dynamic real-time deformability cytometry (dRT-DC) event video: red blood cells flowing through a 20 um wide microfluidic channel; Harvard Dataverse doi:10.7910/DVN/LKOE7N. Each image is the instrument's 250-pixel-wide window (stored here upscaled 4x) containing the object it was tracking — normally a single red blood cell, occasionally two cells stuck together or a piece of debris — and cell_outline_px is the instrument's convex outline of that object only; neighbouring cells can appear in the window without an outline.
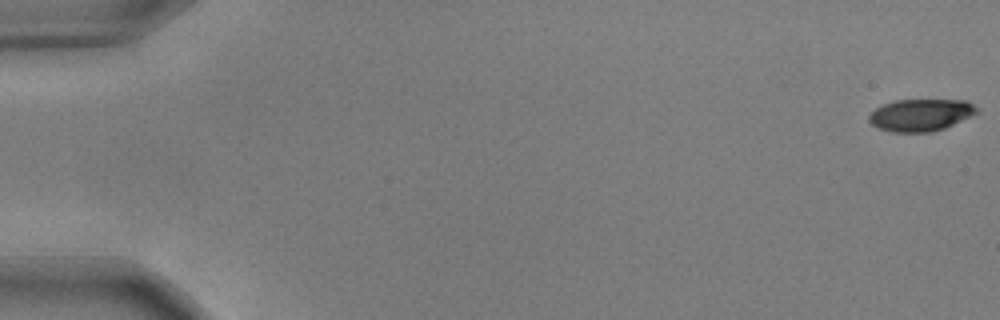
{"species": "common noctule bat (a hibernating species)", "species_latin": "Nyctalus noctula", "temperature_condition": "warm", "stored_images_in_passage": 53, "camera_frame_rate_fps": 3000, "um_per_image_px": 0.085, "animal": {"sex": "male", "body_mass_g": 17.9, "forearm_length_mm": 54.2}, "frame": {"image": 1, "passage_image": 1, "time_ms": 0.0, "image_size_px": [1000, 320], "cell_outline_px": [[980, 112], [944, 128], [928, 132], [892, 132], [880, 128], [872, 124], [868, 120], [868, 116], [876, 108], [884, 104], [896, 100], [968, 100], [980, 108]], "centroid_in_image_um": [78.31, 9.76], "position_along_channel_um": 6.7, "area_um2": 20.17}}
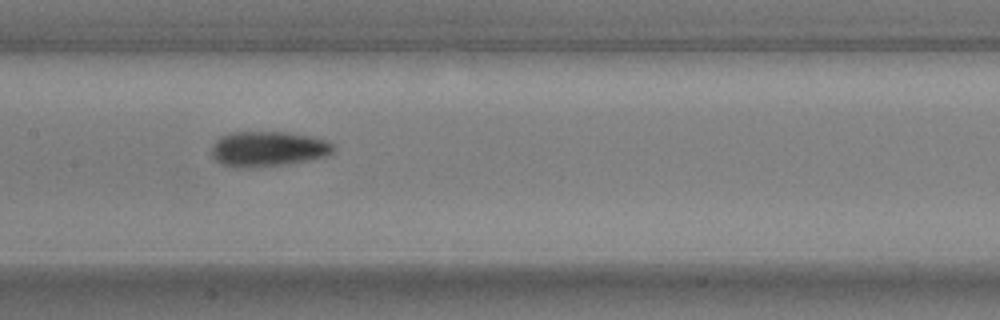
{"frame": {"image": 2, "passage_image": 28, "time_ms": 9.0, "image_size_px": [1000, 320], "cell_outline_px": [[336, 148], [332, 152], [324, 156], [308, 160], [284, 164], [252, 168], [236, 168], [220, 164], [212, 160], [212, 144], [220, 136], [232, 132], [288, 132], [312, 136], [328, 140]], "centroid_in_image_um": [22.74, 12.66], "position_along_channel_um": 184.7, "area_um2": 25.32}}
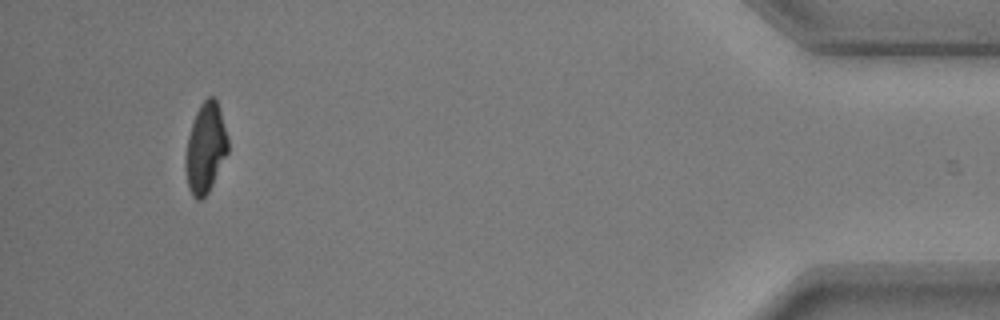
{"frame": {"image": 3, "passage_image": 52, "time_ms": 17.0, "image_size_px": [1000, 320], "cell_outline_px": [[228, 152], [208, 192], [200, 200], [196, 200], [192, 196], [188, 188], [184, 168], [184, 156], [188, 136], [196, 112], [200, 104], [208, 96], [216, 96], [228, 140]], "centroid_in_image_um": [17.44, 12.59], "position_along_channel_um": 417.8, "area_um2": 22.31}, "authors_computed_cell_mechanics": {"area_um2": 23.12, "velocity_mm_per_s": 3.7316, "shape_relaxation_time_tau1_ms": 3.2666, "shape_relaxation_time_tau2_ms": 3.0663, "deformation_change_tau1": 0.1522, "deformation_change_tau2": 0.081}}